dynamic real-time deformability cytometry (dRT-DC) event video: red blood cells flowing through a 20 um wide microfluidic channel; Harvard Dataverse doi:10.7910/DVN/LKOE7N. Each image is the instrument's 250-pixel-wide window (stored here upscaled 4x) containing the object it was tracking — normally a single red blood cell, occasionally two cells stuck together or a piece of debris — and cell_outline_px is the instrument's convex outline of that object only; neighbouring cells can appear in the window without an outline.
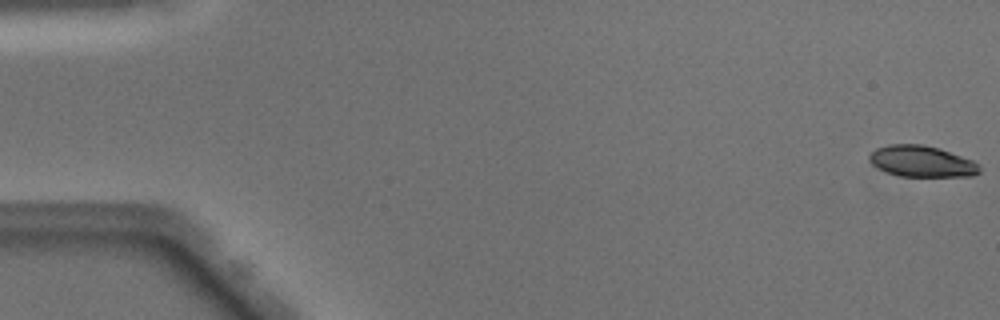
{"species": "Egyptian fruit bat (a non-hibernating species)", "species_latin": "Rousettus aegyptiacus", "temperature_condition": "warm", "stored_images_in_passage": 50, "camera_frame_rate_fps": 3000, "um_per_image_px": 0.085, "animal": {"sex": "male"}, "frame": {"image": 1, "passage_image": 1, "time_ms": 0.0, "image_size_px": [1000, 320], "cell_outline_px": [[980, 172], [972, 176], [900, 176], [884, 172], [872, 164], [868, 160], [868, 156], [876, 148], [888, 144], [924, 144], [940, 148], [972, 160], [980, 168]], "centroid_in_image_um": [78.3, 13.71], "position_along_channel_um": 6.7, "area_um2": 20.11}}
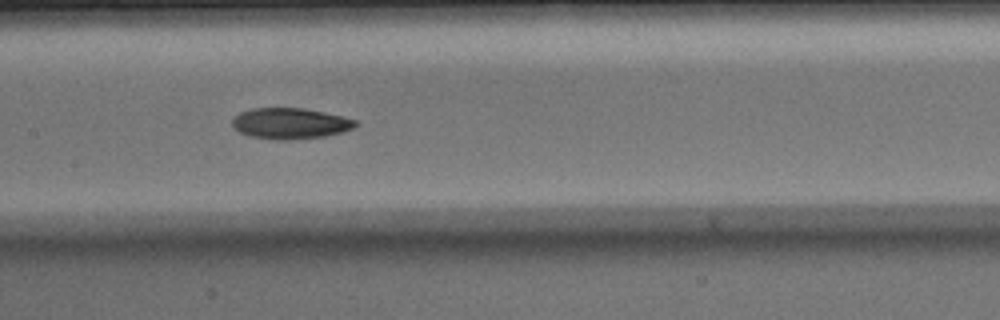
{"frame": {"image": 2, "passage_image": 25, "time_ms": 8.0, "image_size_px": [1000, 320], "cell_outline_px": [[360, 124], [344, 132], [324, 136], [288, 140], [276, 140], [252, 136], [240, 132], [232, 124], [232, 120], [240, 112], [252, 108], [304, 108], [324, 112], [356, 120]], "centroid_in_image_um": [24.69, 10.49], "position_along_channel_um": 182.7, "area_um2": 22.08}}
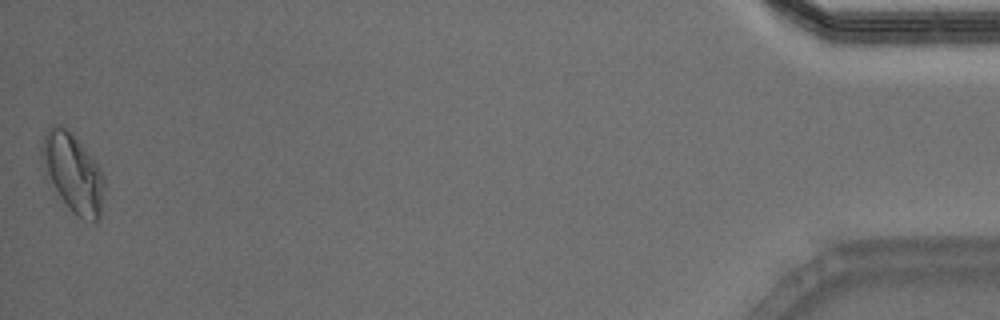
{"frame": {"image": 3, "passage_image": 50, "time_ms": 16.333, "image_size_px": [1000, 320], "cell_outline_px": [[104, 184], [100, 216], [96, 220], [84, 220], [76, 216], [72, 212], [60, 196], [40, 156], [40, 148], [44, 136], [48, 128], [56, 124], [60, 124], [68, 128], [76, 136], [100, 168], [104, 176]], "centroid_in_image_um": [6.22, 14.64], "position_along_channel_um": 429.0, "area_um2": 28.03}, "authors_computed_cell_mechanics": {"area_um2": 22.3108, "velocity_mm_per_s": 4.0671, "shape_relaxation_time_tau1_ms": 5.0008, "shape_relaxation_time_tau2_ms": 5.3679, "deformation_change_tau1": 0.1486, "deformation_change_tau2": 0.1157}}